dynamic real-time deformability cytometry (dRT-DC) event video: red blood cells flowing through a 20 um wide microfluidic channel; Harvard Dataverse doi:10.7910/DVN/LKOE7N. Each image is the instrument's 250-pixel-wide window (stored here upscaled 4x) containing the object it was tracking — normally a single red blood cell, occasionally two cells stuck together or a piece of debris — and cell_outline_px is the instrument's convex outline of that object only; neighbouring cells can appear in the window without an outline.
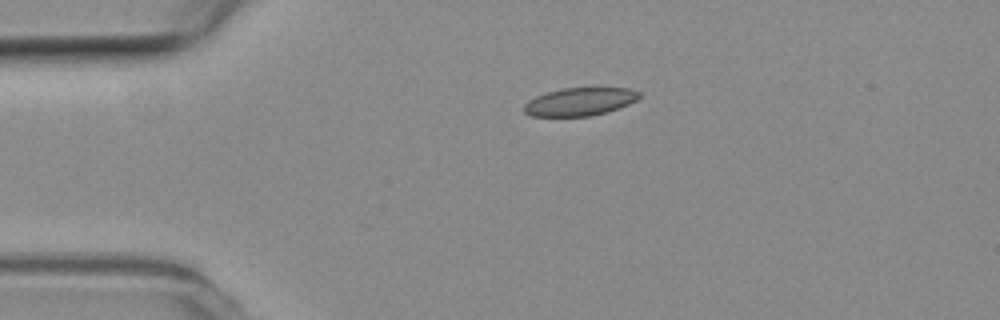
{"species": "common noctule bat (a hibernating species)", "species_latin": "Nyctalus noctula", "temperature_condition": "room temperature", "stored_images_in_passage": 3, "camera_frame_rate_fps": 3000, "um_per_image_px": 0.085, "animal": {"sex": "female", "body_mass_g": 19.3, "forearm_length_mm": 54.1}, "frame": {"image": 1, "passage_image": 1, "time_ms": 0.0, "image_size_px": [1000, 320], "cell_outline_px": [[640, 96], [636, 100], [628, 104], [608, 112], [592, 116], [532, 116], [524, 112], [524, 104], [528, 100], [536, 96], [560, 88], [628, 88], [640, 92]], "centroid_in_image_um": [49.28, 8.64], "position_along_channel_um": 35.7, "area_um2": 18.79}}
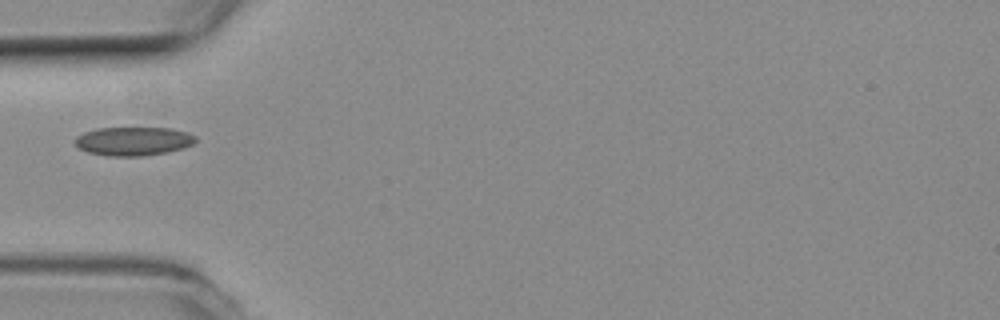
{"frame": {"image": 2, "passage_image": 3, "time_ms": 0.667, "image_size_px": [1000, 320], "cell_outline_px": [[196, 140], [192, 144], [184, 148], [144, 156], [108, 156], [88, 152], [76, 148], [72, 140], [76, 136], [84, 132], [96, 128], [172, 128], [188, 132], [196, 136]], "centroid_in_image_um": [11.28, 12.0], "position_along_channel_um": 73.7, "area_um2": 20.4}}